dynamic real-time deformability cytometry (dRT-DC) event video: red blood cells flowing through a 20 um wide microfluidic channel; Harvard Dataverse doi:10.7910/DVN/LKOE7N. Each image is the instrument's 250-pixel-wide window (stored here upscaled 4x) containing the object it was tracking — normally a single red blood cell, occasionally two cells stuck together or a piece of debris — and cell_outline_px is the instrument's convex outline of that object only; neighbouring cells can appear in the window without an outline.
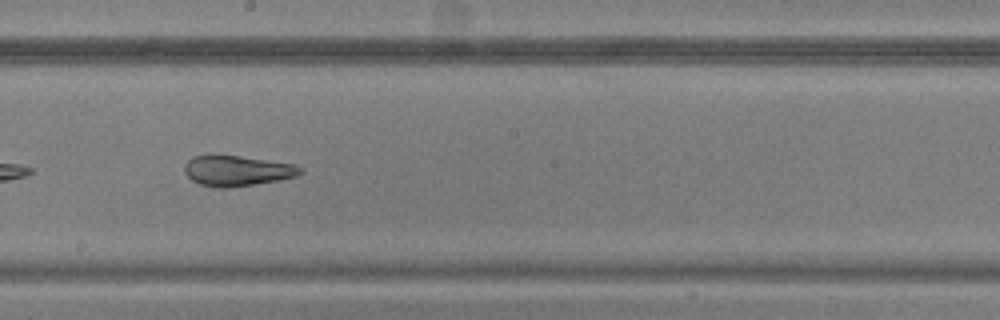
{"species": "common noctule bat (a hibernating species)", "species_latin": "Nyctalus noctula", "temperature_condition": "warm", "stored_images_in_passage": 19, "camera_frame_rate_fps": 3000, "um_per_image_px": 0.085, "animal": {"sex": "male", "body_mass_g": 20.5, "forearm_length_mm": 52.5}, "frame": {"image": 1, "passage_image": 16, "time_ms": 5.0, "image_size_px": [1000, 320], "cell_outline_px": [[304, 172], [296, 176], [280, 180], [256, 184], [228, 188], [216, 188], [200, 184], [192, 180], [184, 172], [184, 164], [192, 156], [212, 152], [240, 156], [292, 164], [300, 168]], "centroid_in_image_um": [20.07, 14.49], "position_along_channel_um": 228.1, "area_um2": 21.04}}